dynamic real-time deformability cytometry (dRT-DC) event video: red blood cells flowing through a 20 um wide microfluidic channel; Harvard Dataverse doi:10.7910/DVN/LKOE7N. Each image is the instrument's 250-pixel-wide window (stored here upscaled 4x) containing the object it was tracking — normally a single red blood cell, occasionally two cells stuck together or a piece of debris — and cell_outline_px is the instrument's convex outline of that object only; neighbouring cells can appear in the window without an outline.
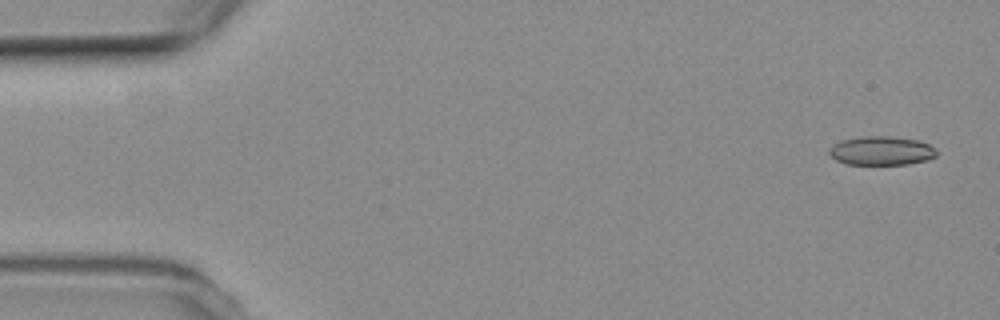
{"species": "common noctule bat (a hibernating species)", "species_latin": "Nyctalus noctula", "temperature_condition": "room temperature", "stored_images_in_passage": 4, "camera_frame_rate_fps": 3000, "um_per_image_px": 0.085, "animal": {"sex": "female", "body_mass_g": 19.3, "forearm_length_mm": 54.1}, "frame": {"image": 1, "passage_image": 1, "time_ms": 0.0, "image_size_px": [1000, 320], "cell_outline_px": [[936, 156], [928, 160], [908, 164], [848, 164], [836, 160], [828, 152], [832, 144], [840, 140], [860, 136], [888, 136], [916, 140], [928, 144], [936, 148]], "centroid_in_image_um": [74.9, 12.81], "position_along_channel_um": 10.1, "area_um2": 18.09}}
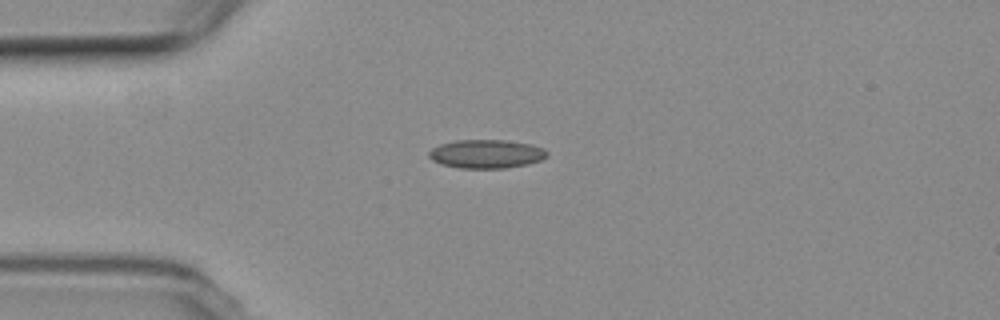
{"frame": {"image": 2, "passage_image": 4, "time_ms": 4.0, "image_size_px": [1000, 320], "cell_outline_px": [[548, 156], [540, 160], [528, 164], [504, 168], [460, 168], [440, 164], [432, 160], [428, 156], [428, 152], [432, 148], [440, 144], [456, 140], [504, 140], [528, 144], [544, 148], [548, 152]], "centroid_in_image_um": [41.32, 13.08], "position_along_channel_um": 43.7, "area_um2": 19.71}}